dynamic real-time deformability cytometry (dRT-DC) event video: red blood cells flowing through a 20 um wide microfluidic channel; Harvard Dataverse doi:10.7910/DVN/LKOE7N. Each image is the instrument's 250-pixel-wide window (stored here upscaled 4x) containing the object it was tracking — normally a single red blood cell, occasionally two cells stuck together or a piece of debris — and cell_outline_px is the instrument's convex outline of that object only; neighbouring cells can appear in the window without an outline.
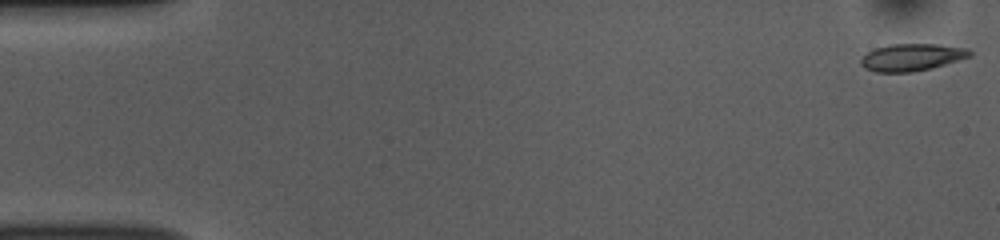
{"species": "common noctule bat (a hibernating species)", "species_latin": "Nyctalus noctula", "temperature_condition": "room temperature", "stored_images_in_passage": 53, "camera_frame_rate_fps": 3000, "um_per_image_px": 0.085, "animal": {"sex": "female", "body_mass_g": 10.0, "forearm_length_mm": 53.1}, "frame": {"image": 1, "passage_image": 1, "time_ms": 0.0, "image_size_px": [1000, 240], "cell_outline_px": [[972, 56], [932, 68], [912, 72], [876, 72], [864, 68], [860, 64], [860, 60], [868, 52], [876, 48], [888, 44], [940, 44], [968, 48], [972, 52]], "centroid_in_image_um": [77.52, 4.86], "position_along_channel_um": 7.5, "area_um2": 17.34}}
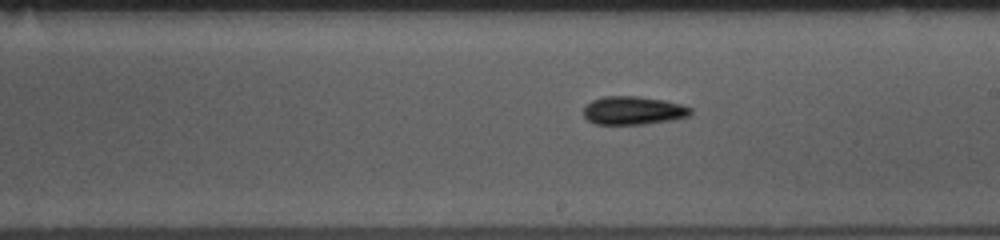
{"frame": {"image": 2, "passage_image": 30, "time_ms": 9.667, "image_size_px": [1000, 240], "cell_outline_px": [[692, 112], [688, 116], [672, 120], [644, 124], [596, 124], [588, 120], [584, 116], [584, 108], [592, 100], [604, 96], [640, 96], [664, 100], [680, 104], [692, 108]], "centroid_in_image_um": [53.83, 9.39], "position_along_channel_um": 235.2, "area_um2": 17.63}}
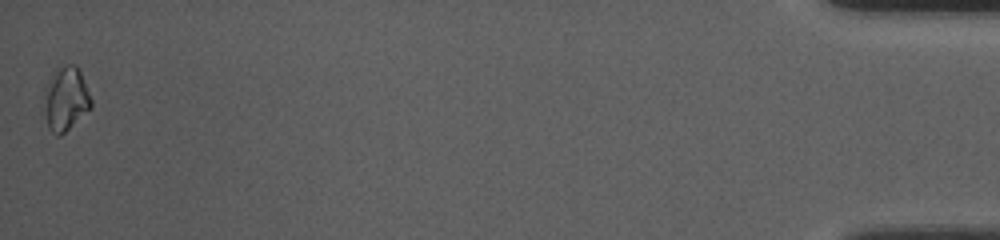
{"frame": {"image": 3, "passage_image": 53, "time_ms": 17.333, "image_size_px": [1000, 240], "cell_outline_px": [[92, 108], [60, 136], [56, 136], [48, 128], [40, 96], [48, 80], [56, 68], [64, 64], [76, 64], [80, 68], [92, 100]], "centroid_in_image_um": [5.55, 8.37], "position_along_channel_um": 429.6, "area_um2": 18.32}, "authors_computed_cell_mechanics": {"area_um2": 16.9354, "velocity_mm_per_s": 3.7589, "shape_relaxation_time_tau1_ms": 3.5348, "shape_relaxation_time_tau2_ms": 5.0385, "deformation_change_tau1": 0.1174, "deformation_change_tau2": 0.0936}}